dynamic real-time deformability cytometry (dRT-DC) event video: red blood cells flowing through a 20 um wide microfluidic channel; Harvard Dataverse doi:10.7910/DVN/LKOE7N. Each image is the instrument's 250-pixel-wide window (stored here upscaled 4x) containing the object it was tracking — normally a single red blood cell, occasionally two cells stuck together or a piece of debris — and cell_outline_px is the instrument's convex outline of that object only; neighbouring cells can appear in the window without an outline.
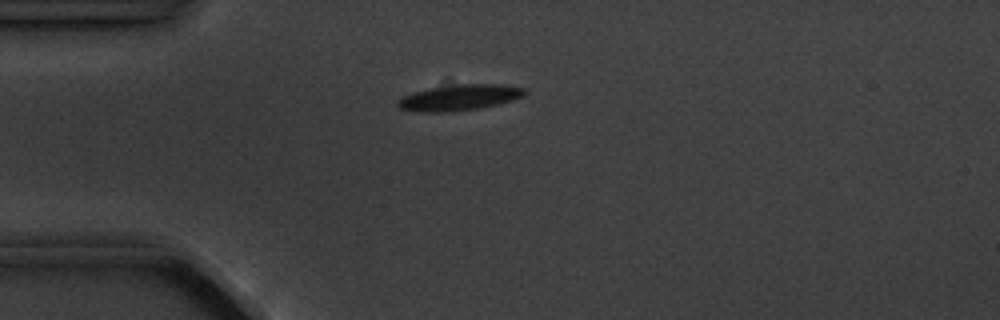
{"species": "common noctule bat (a hibernating species)", "species_latin": "Nyctalus noctula", "temperature_condition": "cold", "stored_images_in_passage": 6, "camera_frame_rate_fps": 3000, "um_per_image_px": 0.085, "animal": {"sex": "male", "body_mass_g": 20.1, "forearm_length_mm": 53.5}, "frame": {"image": 1, "passage_image": 4, "time_ms": 4.333, "image_size_px": [1000, 320], "cell_outline_px": [[528, 92], [524, 96], [500, 104], [480, 108], [452, 112], [420, 112], [400, 108], [396, 104], [396, 100], [400, 96], [412, 92], [428, 88], [460, 84], [500, 84], [524, 88]], "centroid_in_image_um": [39.02, 8.29], "position_along_channel_um": 46.0, "area_um2": 19.42}}